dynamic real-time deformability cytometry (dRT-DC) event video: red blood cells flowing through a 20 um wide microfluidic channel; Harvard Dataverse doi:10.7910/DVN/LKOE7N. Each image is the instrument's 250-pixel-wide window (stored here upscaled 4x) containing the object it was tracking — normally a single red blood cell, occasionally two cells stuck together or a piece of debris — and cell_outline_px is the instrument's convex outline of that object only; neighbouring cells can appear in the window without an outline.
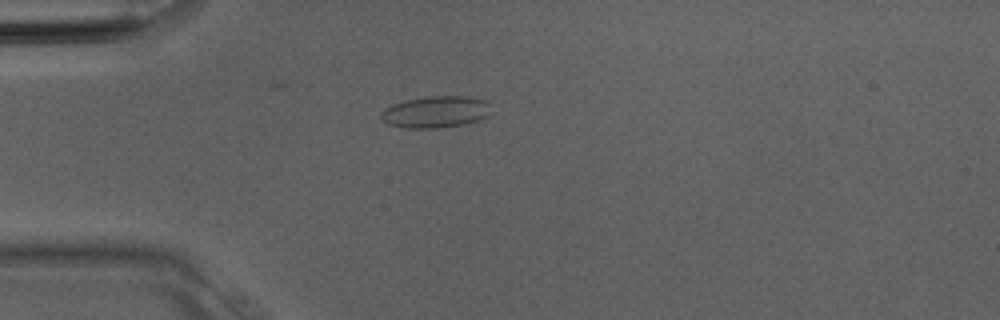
{"species": "Egyptian fruit bat (a non-hibernating species)", "species_latin": "Rousettus aegyptiacus", "temperature_condition": "room temperature", "stored_images_in_passage": 1, "camera_frame_rate_fps": 3000, "um_per_image_px": 0.085, "animal": {"sex": "male"}, "frame": {"image": 1, "passage_image": 1, "time_ms": 0.0, "image_size_px": [1000, 320], "cell_outline_px": [[492, 112], [488, 116], [464, 124], [436, 128], [408, 128], [388, 124], [380, 116], [380, 112], [384, 108], [392, 104], [408, 100], [432, 96], [464, 96], [488, 100]], "centroid_in_image_um": [37.06, 9.51], "position_along_channel_um": 47.9, "area_um2": 20.29}}